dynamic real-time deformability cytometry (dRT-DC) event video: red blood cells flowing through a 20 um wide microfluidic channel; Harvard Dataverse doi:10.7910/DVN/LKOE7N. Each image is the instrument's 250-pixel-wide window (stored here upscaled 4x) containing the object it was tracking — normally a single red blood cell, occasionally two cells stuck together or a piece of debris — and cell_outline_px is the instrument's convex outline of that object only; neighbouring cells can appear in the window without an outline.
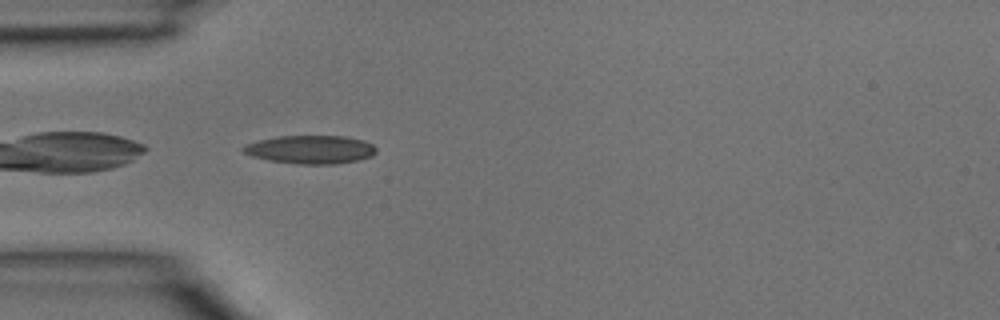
{"species": "common noctule bat (a hibernating species)", "species_latin": "Nyctalus noctula", "temperature_condition": "room temperature", "stored_images_in_passage": 4, "camera_frame_rate_fps": 3000, "um_per_image_px": 0.085, "animal": {"sex": "male", "body_mass_g": 15.6}, "frame": {"image": 1, "passage_image": 4, "time_ms": 1.0, "image_size_px": [1000, 320], "cell_outline_px": [[376, 152], [372, 156], [356, 160], [336, 164], [296, 164], [268, 160], [252, 156], [244, 152], [240, 148], [244, 144], [276, 136], [344, 136], [364, 140], [372, 144], [376, 148]], "centroid_in_image_um": [26.38, 12.71], "position_along_channel_um": 58.6, "area_um2": 22.02}}